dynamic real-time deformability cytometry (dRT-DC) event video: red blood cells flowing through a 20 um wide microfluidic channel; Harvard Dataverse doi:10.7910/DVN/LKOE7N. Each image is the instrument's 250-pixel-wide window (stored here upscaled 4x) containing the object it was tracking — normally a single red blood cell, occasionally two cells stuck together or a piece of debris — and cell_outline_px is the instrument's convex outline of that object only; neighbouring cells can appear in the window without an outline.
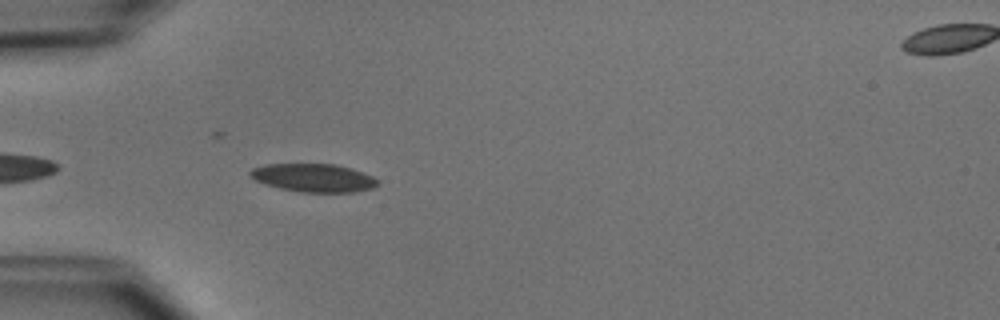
{"species": "common noctule bat (a hibernating species)", "species_latin": "Nyctalus noctula", "temperature_condition": "cold", "stored_images_in_passage": 6, "camera_frame_rate_fps": 3000, "um_per_image_px": 0.085, "animal": {"sex": "male", "body_mass_g": 15.6}, "frame": {"image": 1, "passage_image": 3, "time_ms": 0.667, "image_size_px": [1000, 320], "cell_outline_px": [[380, 184], [372, 188], [352, 192], [300, 192], [280, 188], [256, 180], [248, 172], [252, 168], [264, 164], [336, 164], [352, 168], [372, 176], [380, 180]], "centroid_in_image_um": [26.7, 15.11], "position_along_channel_um": 58.3, "area_um2": 20.92}}